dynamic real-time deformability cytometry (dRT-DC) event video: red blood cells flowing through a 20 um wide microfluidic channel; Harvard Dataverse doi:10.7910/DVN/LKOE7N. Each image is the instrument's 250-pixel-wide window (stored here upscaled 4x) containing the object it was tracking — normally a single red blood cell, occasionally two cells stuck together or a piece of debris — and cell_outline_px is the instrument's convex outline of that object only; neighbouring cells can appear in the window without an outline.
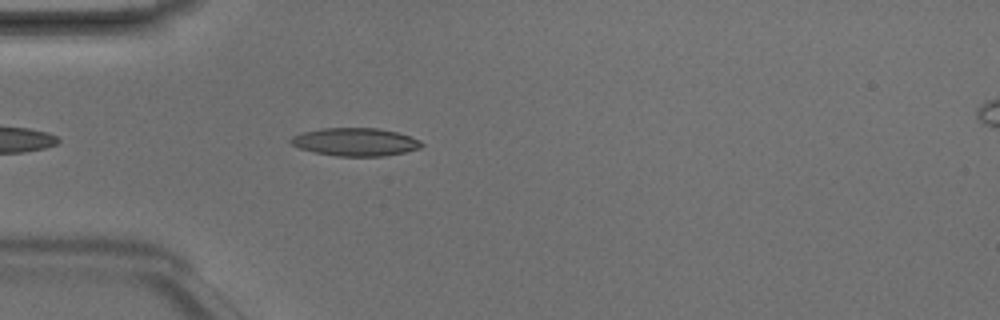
{"species": "Egyptian fruit bat (a non-hibernating species)", "species_latin": "Rousettus aegyptiacus", "temperature_condition": "room temperature", "stored_images_in_passage": 4, "camera_frame_rate_fps": 3000, "um_per_image_px": 0.085, "animal": {"sex": "male"}, "frame": {"image": 1, "passage_image": 4, "time_ms": 1.0, "image_size_px": [1000, 320], "cell_outline_px": [[424, 144], [420, 148], [404, 152], [384, 156], [336, 156], [316, 152], [300, 148], [292, 144], [288, 140], [292, 136], [300, 132], [324, 128], [376, 128], [396, 132], [420, 140]], "centroid_in_image_um": [30.18, 12.06], "position_along_channel_um": 54.8, "area_um2": 21.21}}